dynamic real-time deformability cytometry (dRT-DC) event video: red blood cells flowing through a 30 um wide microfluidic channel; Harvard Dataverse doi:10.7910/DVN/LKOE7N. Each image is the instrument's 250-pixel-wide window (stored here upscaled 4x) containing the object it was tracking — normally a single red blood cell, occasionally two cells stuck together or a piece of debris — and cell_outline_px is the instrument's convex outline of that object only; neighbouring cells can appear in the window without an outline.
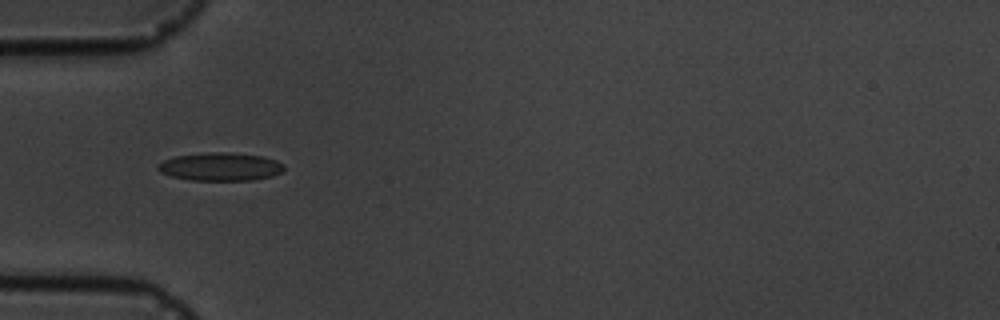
{"species": "common noctule bat (a hibernating species)", "species_latin": "Nyctalus noctula", "temperature_condition": "cold", "stored_images_in_passage": 8, "camera_frame_rate_fps": 3000, "um_per_image_px": 0.085, "animal": {"sex": "male", "body_mass_g": 19.5, "forearm_length_mm": 54.6}, "frame": {"image": 1, "passage_image": 4, "time_ms": 4.333, "image_size_px": [1000, 320], "cell_outline_px": [[284, 168], [280, 172], [272, 176], [252, 180], [192, 180], [172, 176], [160, 172], [156, 168], [156, 164], [164, 160], [176, 156], [208, 152], [228, 152], [264, 156], [276, 160], [284, 164]], "centroid_in_image_um": [18.73, 14.16], "position_along_channel_um": 66.3, "area_um2": 20.69}}
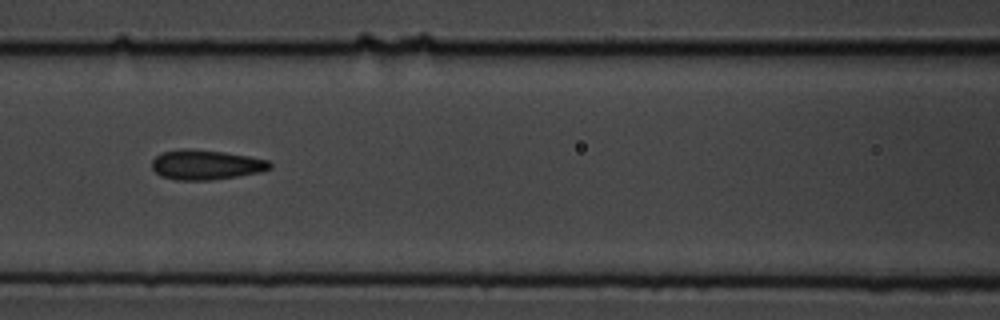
{"frame": {"image": 2, "passage_image": 6, "time_ms": 6.667, "image_size_px": [1000, 320], "cell_outline_px": [[272, 168], [260, 172], [236, 176], [208, 180], [176, 180], [160, 176], [152, 168], [152, 160], [156, 156], [164, 152], [184, 148], [188, 148], [224, 152], [248, 156], [268, 160], [272, 164]], "centroid_in_image_um": [17.5, 14.0], "position_along_channel_um": 149.1, "area_um2": 20.4}}
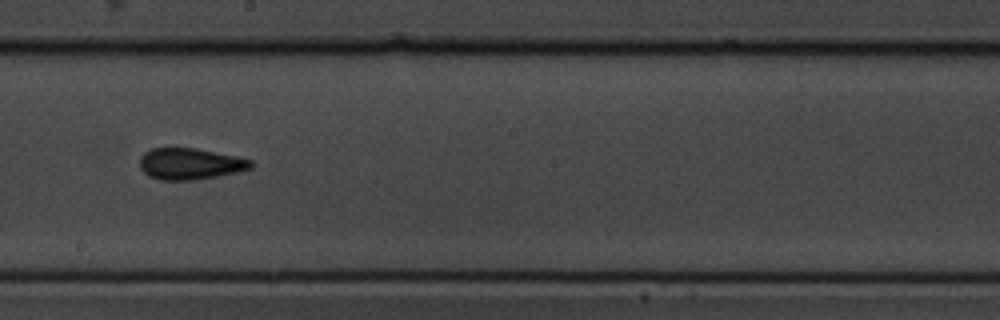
{"frame": {"image": 3, "passage_image": 8, "time_ms": 9.0, "image_size_px": [1000, 320], "cell_outline_px": [[252, 168], [236, 172], [216, 176], [192, 180], [160, 180], [148, 176], [140, 168], [140, 156], [144, 152], [152, 148], [196, 148], [252, 160]], "centroid_in_image_um": [16.11, 13.92], "position_along_channel_um": 232.1, "area_um2": 20.17}}